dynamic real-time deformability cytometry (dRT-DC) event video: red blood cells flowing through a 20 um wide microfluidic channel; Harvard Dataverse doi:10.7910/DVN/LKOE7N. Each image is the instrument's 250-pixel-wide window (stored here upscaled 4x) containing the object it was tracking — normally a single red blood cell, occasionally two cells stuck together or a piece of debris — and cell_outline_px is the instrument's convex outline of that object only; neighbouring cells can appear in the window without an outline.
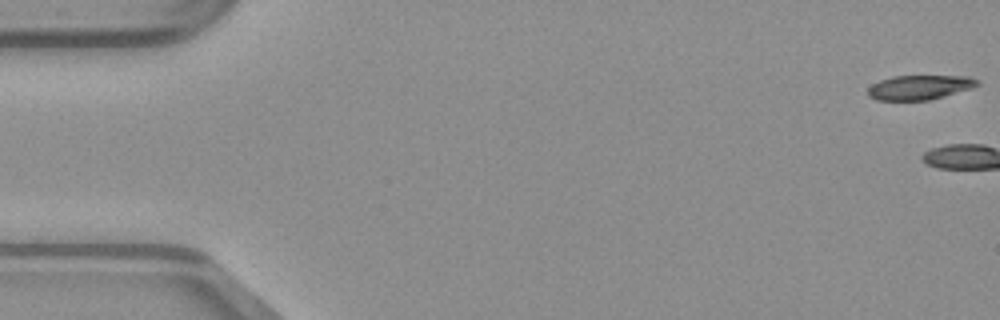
{"species": "common noctule bat (a hibernating species)", "species_latin": "Nyctalus noctula", "temperature_condition": "warm", "stored_images_in_passage": 3, "camera_frame_rate_fps": 3000, "um_per_image_px": 0.085, "animal": {"sex": "male", "body_mass_g": 23.1, "forearm_length_mm": 52.7}, "frame": {"image": 1, "passage_image": 1, "time_ms": 0.0, "image_size_px": [1000, 320], "cell_outline_px": [[980, 84], [972, 88], [928, 100], [876, 100], [868, 96], [868, 88], [872, 84], [880, 80], [892, 76], [968, 76], [980, 80]], "centroid_in_image_um": [78.16, 7.42], "position_along_channel_um": 6.8, "area_um2": 15.61}}